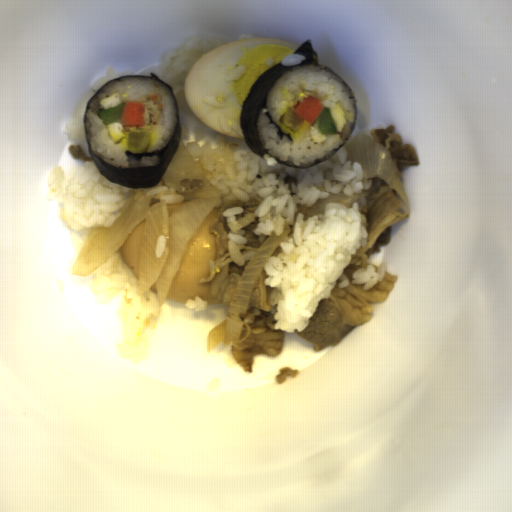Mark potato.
I'll list each match as a JSON object with an SVG mask.
<instances>
[{"label":"potato","mask_w":512,"mask_h":512,"mask_svg":"<svg viewBox=\"0 0 512 512\" xmlns=\"http://www.w3.org/2000/svg\"><path fill=\"white\" fill-rule=\"evenodd\" d=\"M151 146V131L146 128H130L126 147L131 154H147Z\"/></svg>","instance_id":"1"},{"label":"potato","mask_w":512,"mask_h":512,"mask_svg":"<svg viewBox=\"0 0 512 512\" xmlns=\"http://www.w3.org/2000/svg\"><path fill=\"white\" fill-rule=\"evenodd\" d=\"M280 122L291 130L300 129L303 125L304 119L296 112L294 108L290 106L287 108L286 112L281 115Z\"/></svg>","instance_id":"2"}]
</instances>
